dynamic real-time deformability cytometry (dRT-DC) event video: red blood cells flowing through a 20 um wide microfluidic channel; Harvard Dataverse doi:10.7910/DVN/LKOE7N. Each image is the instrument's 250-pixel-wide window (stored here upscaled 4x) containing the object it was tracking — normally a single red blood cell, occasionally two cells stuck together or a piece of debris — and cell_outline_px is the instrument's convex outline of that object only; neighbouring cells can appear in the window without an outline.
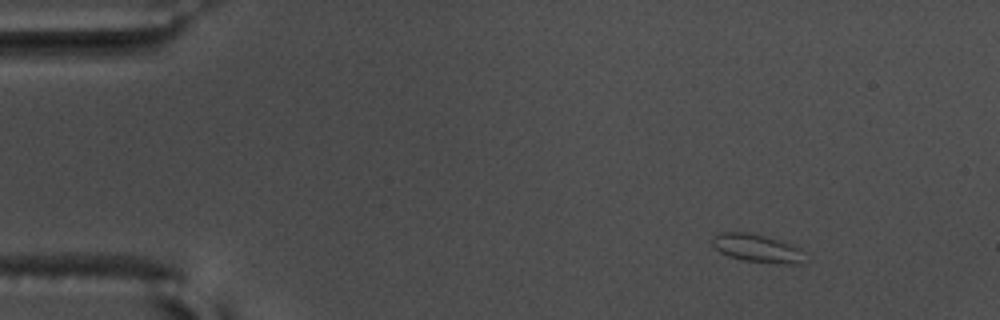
{"species": "common noctule bat (a hibernating species)", "species_latin": "Nyctalus noctula", "temperature_condition": "warm", "stored_images_in_passage": 51, "camera_frame_rate_fps": 3000, "um_per_image_px": 0.085, "animal": {"sex": "male", "body_mass_g": 17.5, "forearm_length_mm": 52.3}, "frame": {"image": 1, "passage_image": 1, "time_ms": 0.0, "image_size_px": [1000, 320], "cell_outline_px": [[800, 264], [780, 264], [744, 260], [728, 256], [720, 252], [712, 244], [712, 240], [716, 232], [748, 232], [796, 244], [800, 248]], "centroid_in_image_um": [64.31, 21.08], "position_along_channel_um": 20.7, "area_um2": 15.03}}
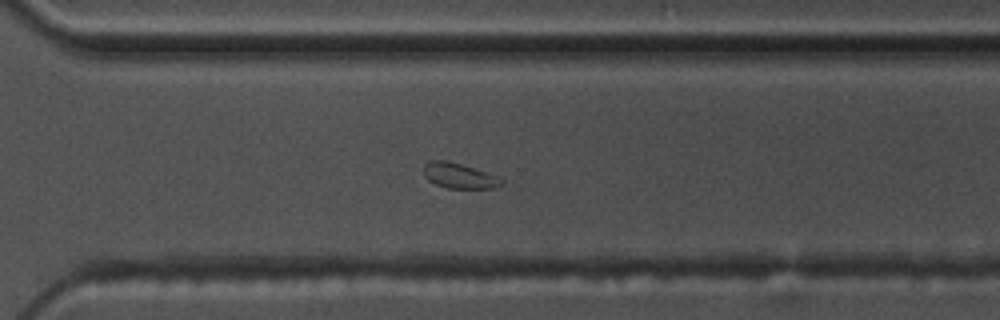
{"frame": {"image": 2, "passage_image": 35, "time_ms": 11.333, "image_size_px": [1000, 320], "cell_outline_px": [[504, 180], [500, 184], [492, 188], [448, 188], [436, 184], [428, 180], [424, 176], [424, 164], [428, 160], [448, 160], [500, 176]], "centroid_in_image_um": [39.01, 14.92], "position_along_channel_um": 331.6, "area_um2": 11.5}}
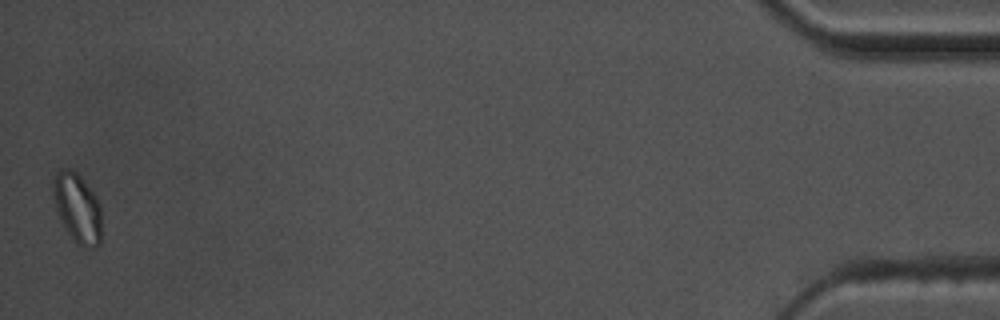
{"frame": {"image": 3, "passage_image": 51, "time_ms": 16.667, "image_size_px": [1000, 320], "cell_outline_px": [[100, 244], [96, 248], [80, 248], [72, 240], [60, 220], [56, 208], [52, 192], [52, 180], [56, 172], [60, 168], [68, 168], [76, 172], [80, 176], [92, 192], [100, 204]], "centroid_in_image_um": [6.55, 17.7], "position_along_channel_um": 428.7, "area_um2": 19.83}}